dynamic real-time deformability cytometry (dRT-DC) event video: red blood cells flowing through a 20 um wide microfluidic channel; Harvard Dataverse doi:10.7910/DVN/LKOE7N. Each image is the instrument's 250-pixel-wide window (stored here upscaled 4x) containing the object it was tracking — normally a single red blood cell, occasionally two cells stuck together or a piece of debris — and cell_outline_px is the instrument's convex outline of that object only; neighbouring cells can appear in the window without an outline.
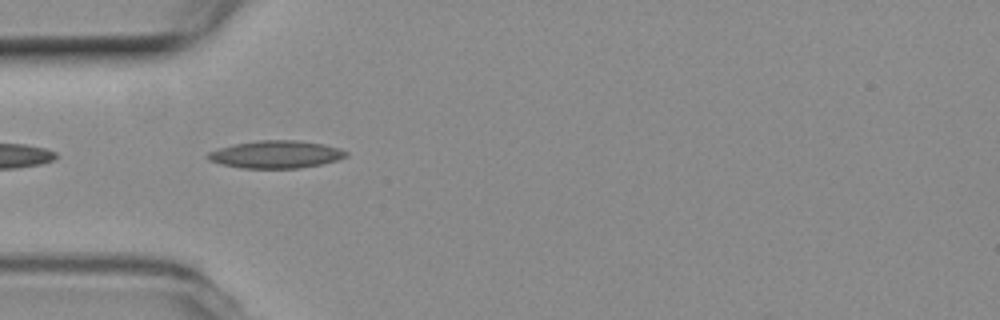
{"species": "common noctule bat (a hibernating species)", "species_latin": "Nyctalus noctula", "temperature_condition": "room temperature", "stored_images_in_passage": 40, "camera_frame_rate_fps": 3000, "um_per_image_px": 0.085, "animal": {"sex": "female", "body_mass_g": 19.3, "forearm_length_mm": 54.1}, "frame": {"image": 1, "passage_image": 2, "time_ms": 0.333, "image_size_px": [1000, 320], "cell_outline_px": [[348, 156], [336, 160], [320, 164], [300, 168], [240, 168], [220, 164], [208, 160], [204, 156], [208, 152], [220, 148], [236, 144], [260, 140], [296, 140], [324, 144], [340, 148], [348, 152]], "centroid_in_image_um": [23.44, 13.13], "position_along_channel_um": 61.6, "area_um2": 22.2}}
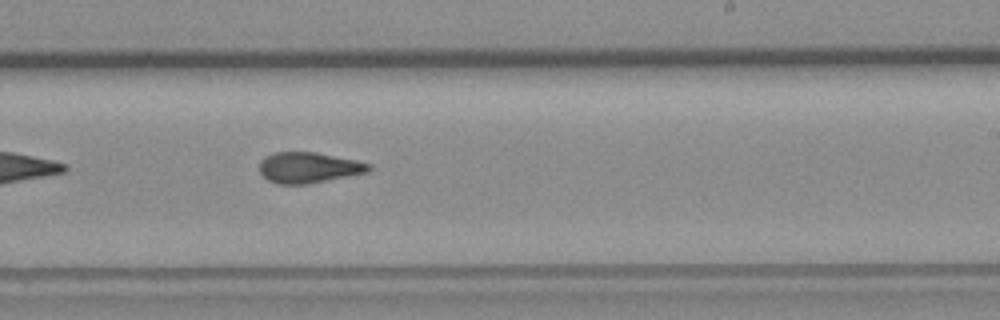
{"frame": {"image": 2, "passage_image": 18, "time_ms": 5.667, "image_size_px": [1000, 320], "cell_outline_px": [[372, 168], [368, 172], [308, 184], [276, 184], [268, 180], [260, 172], [260, 160], [264, 156], [276, 152], [316, 152], [356, 160], [372, 164]], "centroid_in_image_um": [26.23, 14.24], "position_along_channel_um": 262.8, "area_um2": 19.65}}
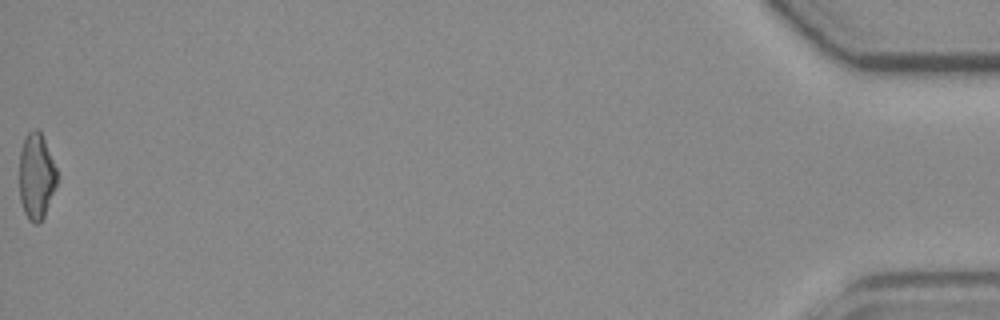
{"frame": {"image": 3, "passage_image": 40, "time_ms": 13.0, "image_size_px": [1000, 320], "cell_outline_px": [[60, 176], [44, 216], [40, 224], [32, 224], [28, 220], [24, 212], [20, 200], [20, 152], [24, 136], [32, 128], [36, 128], [40, 132], [44, 140]], "centroid_in_image_um": [3.1, 15.0], "position_along_channel_um": 432.1, "area_um2": 19.13}, "authors_computed_cell_mechanics": {"area_um2": 19.5364, "velocity_mm_per_s": 3.7873, "shape_relaxation_time_tau1_ms": 8.1112, "shape_relaxation_time_tau2_ms": 2.6154, "deformation_change_tau1": 0.2289, "deformation_change_tau2": 0.1091}}